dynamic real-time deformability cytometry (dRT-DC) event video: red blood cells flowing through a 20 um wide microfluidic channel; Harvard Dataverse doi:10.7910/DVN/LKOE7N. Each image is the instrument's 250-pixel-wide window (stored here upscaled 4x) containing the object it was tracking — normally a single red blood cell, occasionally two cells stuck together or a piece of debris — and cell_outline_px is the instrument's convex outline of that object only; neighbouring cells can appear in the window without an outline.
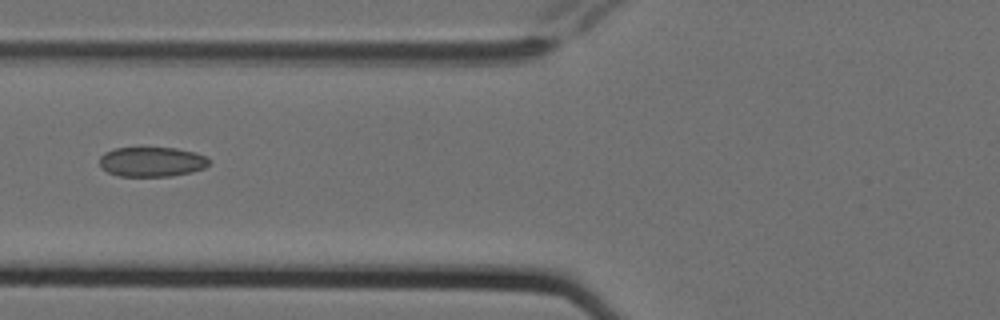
{"species": "Egyptian fruit bat (a non-hibernating species)", "species_latin": "Rousettus aegyptiacus", "temperature_condition": "cold", "stored_images_in_passage": 7, "camera_frame_rate_fps": 3000, "um_per_image_px": 0.085, "animal": {"sex": "female"}, "frame": {"image": 1, "passage_image": 7, "time_ms": 2.0, "image_size_px": [1000, 320], "cell_outline_px": [[212, 160], [204, 168], [192, 172], [172, 176], [120, 176], [108, 172], [100, 164], [100, 156], [104, 152], [116, 148], [176, 148], [196, 152], [208, 156]], "centroid_in_image_um": [12.96, 13.75], "position_along_channel_um": 112.8, "area_um2": 19.07}}